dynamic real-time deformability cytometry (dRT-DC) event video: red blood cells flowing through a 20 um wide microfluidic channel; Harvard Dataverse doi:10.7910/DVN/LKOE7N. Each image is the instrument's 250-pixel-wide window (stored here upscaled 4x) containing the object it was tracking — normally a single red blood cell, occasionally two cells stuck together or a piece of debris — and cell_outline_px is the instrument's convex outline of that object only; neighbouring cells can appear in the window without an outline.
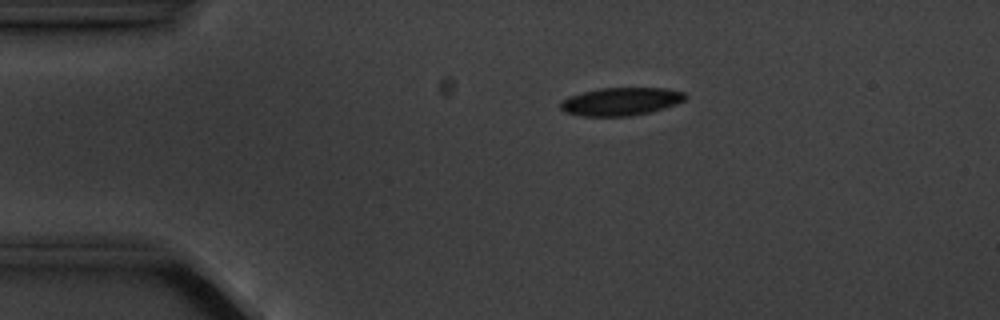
{"species": "common noctule bat (a hibernating species)", "species_latin": "Nyctalus noctula", "temperature_condition": "cold", "stored_images_in_passage": 7, "camera_frame_rate_fps": 3000, "um_per_image_px": 0.085, "animal": {"sex": "male", "body_mass_g": 20.1, "forearm_length_mm": 53.5}, "frame": {"image": 1, "passage_image": 3, "time_ms": 2.333, "image_size_px": [1000, 320], "cell_outline_px": [[688, 96], [684, 100], [676, 104], [664, 108], [648, 112], [628, 116], [580, 116], [564, 112], [560, 108], [560, 100], [568, 96], [600, 88], [664, 88], [684, 92]], "centroid_in_image_um": [52.74, 8.62], "position_along_channel_um": 32.3, "area_um2": 20.35}}
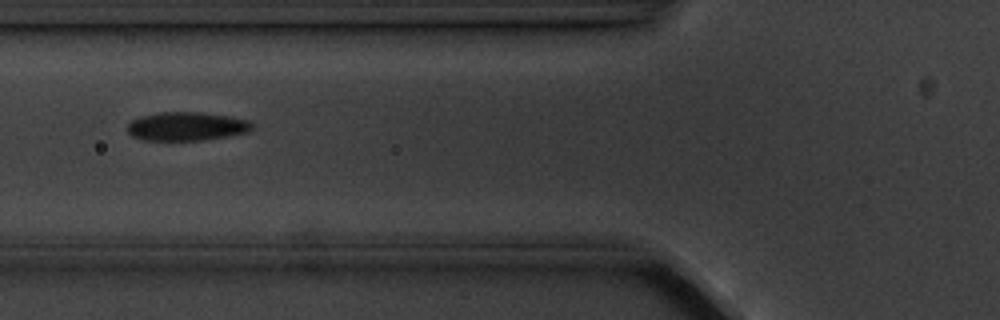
{"frame": {"image": 2, "passage_image": 6, "time_ms": 5.667, "image_size_px": [1000, 320], "cell_outline_px": [[252, 128], [248, 132], [228, 136], [204, 140], [144, 140], [132, 136], [128, 132], [128, 124], [132, 120], [140, 116], [156, 112], [200, 112], [228, 116], [248, 120], [252, 124]], "centroid_in_image_um": [15.84, 10.73], "position_along_channel_um": 110.0, "area_um2": 20.81}}